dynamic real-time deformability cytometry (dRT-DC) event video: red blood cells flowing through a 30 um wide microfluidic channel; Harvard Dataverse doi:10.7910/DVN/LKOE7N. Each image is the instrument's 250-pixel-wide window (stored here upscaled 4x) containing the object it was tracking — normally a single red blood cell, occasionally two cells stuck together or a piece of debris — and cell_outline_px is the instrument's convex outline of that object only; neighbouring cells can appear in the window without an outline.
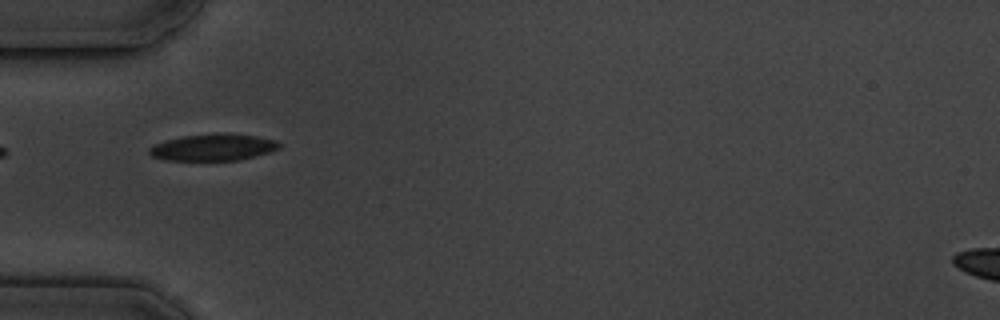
{"species": "common noctule bat (a hibernating species)", "species_latin": "Nyctalus noctula", "temperature_condition": "cold", "stored_images_in_passage": 9, "camera_frame_rate_fps": 3000, "um_per_image_px": 0.085, "animal": {"sex": "male", "body_mass_g": 19.5, "forearm_length_mm": 54.6}, "frame": {"image": 1, "passage_image": 1, "time_ms": 0.0, "image_size_px": [1000, 320], "cell_outline_px": [[280, 148], [256, 156], [240, 160], [164, 160], [152, 156], [148, 152], [148, 148], [156, 144], [168, 140], [184, 136], [216, 132], [220, 132], [256, 136], [276, 140], [280, 144]], "centroid_in_image_um": [18.13, 12.51], "position_along_channel_um": 66.9, "area_um2": 20.23}}